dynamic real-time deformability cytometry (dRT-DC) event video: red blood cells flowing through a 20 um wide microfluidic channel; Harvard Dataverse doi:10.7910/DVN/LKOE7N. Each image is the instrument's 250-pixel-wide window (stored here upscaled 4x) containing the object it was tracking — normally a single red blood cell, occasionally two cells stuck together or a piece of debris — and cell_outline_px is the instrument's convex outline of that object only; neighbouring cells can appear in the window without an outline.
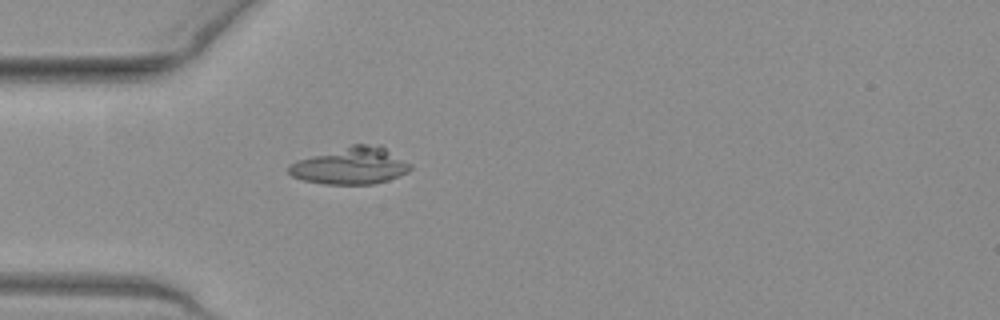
{"species": "common noctule bat (a hibernating species)", "species_latin": "Nyctalus noctula", "temperature_condition": "warm", "stored_images_in_passage": 31, "camera_frame_rate_fps": 3000, "um_per_image_px": 0.085, "animal": {"sex": "female", "body_mass_g": 19.3, "forearm_length_mm": 54.1}, "frame": {"image": 1, "passage_image": 3, "time_ms": 0.667, "image_size_px": [1000, 320], "cell_outline_px": [[412, 168], [408, 172], [388, 180], [372, 184], [324, 184], [304, 180], [292, 176], [288, 172], [288, 164], [296, 160], [352, 144], [380, 144], [412, 164]], "centroid_in_image_um": [29.82, 14.08], "position_along_channel_um": 55.2, "area_um2": 26.36}}
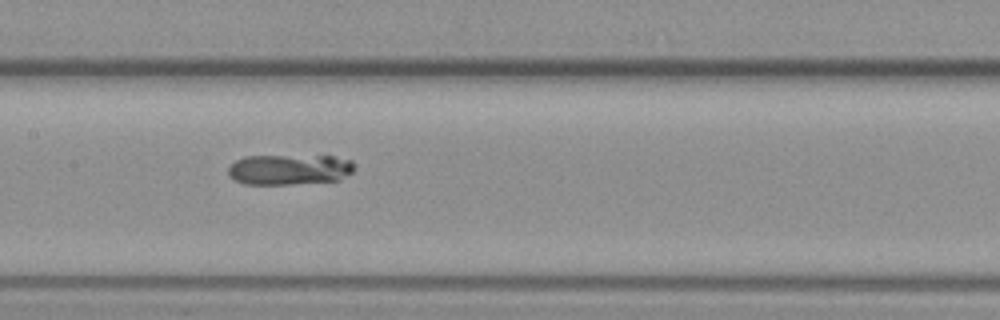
{"frame": {"image": 2, "passage_image": 13, "time_ms": 4.0, "image_size_px": [1000, 320], "cell_outline_px": [[356, 168], [352, 172], [340, 180], [288, 184], [244, 184], [228, 176], [228, 168], [236, 160], [244, 156], [332, 156], [352, 160], [356, 164]], "centroid_in_image_um": [24.63, 14.4], "position_along_channel_um": 182.8, "area_um2": 22.54}}
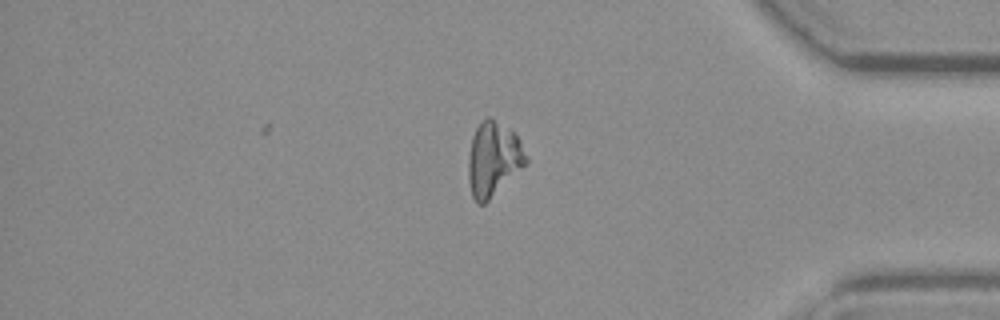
{"frame": {"image": 3, "passage_image": 31, "time_ms": 10.0, "image_size_px": [1000, 320], "cell_outline_px": [[528, 160], [484, 204], [476, 204], [472, 196], [468, 180], [468, 156], [472, 136], [476, 128], [488, 116], [492, 116], [512, 132], [520, 140], [528, 156]], "centroid_in_image_um": [41.9, 13.5], "position_along_channel_um": 393.3, "area_um2": 24.57}}